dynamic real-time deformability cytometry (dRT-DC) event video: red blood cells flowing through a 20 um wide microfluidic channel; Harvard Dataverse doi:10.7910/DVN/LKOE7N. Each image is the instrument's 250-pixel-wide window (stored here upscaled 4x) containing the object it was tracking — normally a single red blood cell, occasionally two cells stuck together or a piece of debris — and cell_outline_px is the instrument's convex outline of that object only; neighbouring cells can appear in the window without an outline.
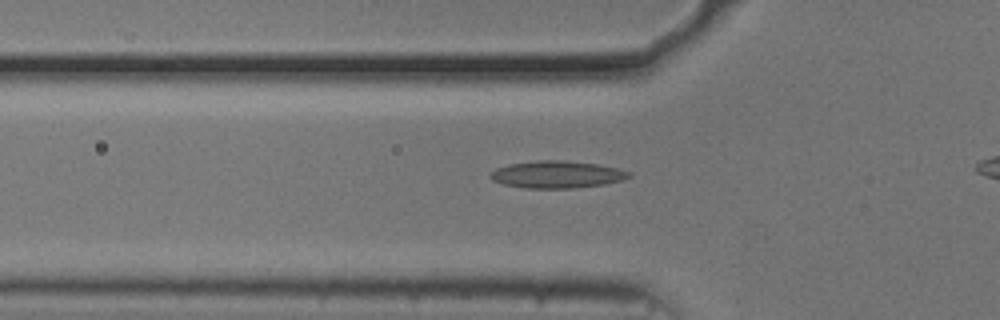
{"species": "common noctule bat (a hibernating species)", "species_latin": "Nyctalus noctula", "temperature_condition": "cold", "stored_images_in_passage": 44, "camera_frame_rate_fps": 3000, "um_per_image_px": 0.085, "animal": {"sex": "male", "body_mass_g": 20.5, "forearm_length_mm": 52.5}, "frame": {"image": 1, "passage_image": 14, "time_ms": 4.333, "image_size_px": [1000, 320], "cell_outline_px": [[632, 176], [624, 180], [604, 184], [572, 188], [524, 188], [504, 184], [492, 180], [488, 176], [496, 168], [508, 164], [536, 160], [560, 160], [596, 164], [616, 168], [632, 172]], "centroid_in_image_um": [47.34, 14.83], "position_along_channel_um": 78.5, "area_um2": 21.96}}
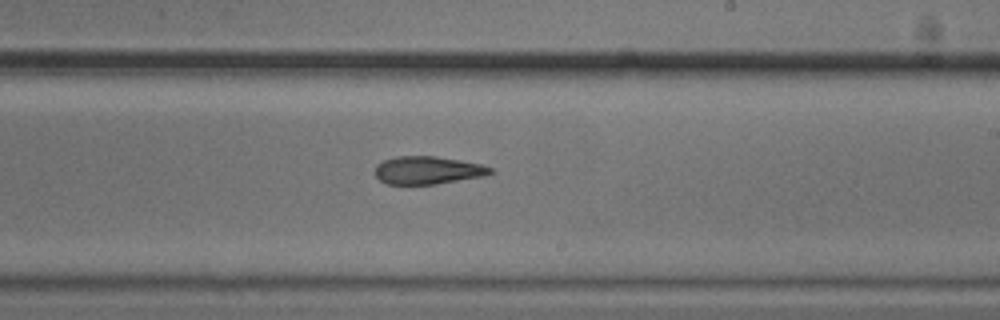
{"frame": {"image": 2, "passage_image": 28, "time_ms": 9.0, "image_size_px": [1000, 320], "cell_outline_px": [[496, 172], [484, 176], [436, 184], [384, 184], [376, 176], [376, 164], [384, 160], [396, 156], [436, 156], [460, 160], [480, 164], [492, 168]], "centroid_in_image_um": [36.37, 14.47], "position_along_channel_um": 252.6, "area_um2": 18.79}}
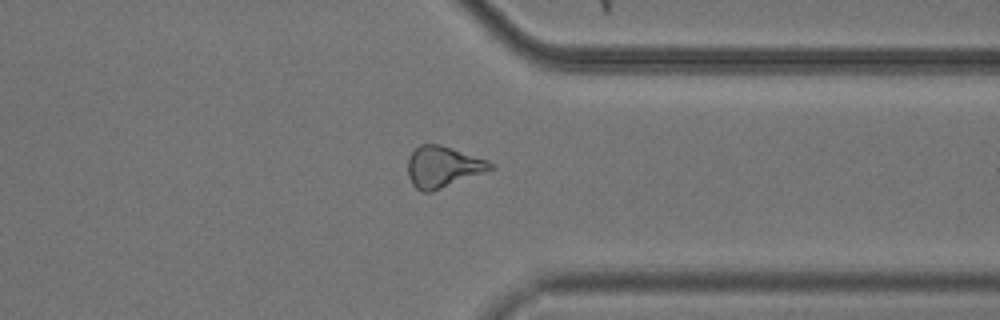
{"frame": {"image": 3, "passage_image": 38, "time_ms": 12.333, "image_size_px": [1000, 320], "cell_outline_px": [[496, 168], [432, 192], [420, 192], [412, 184], [408, 176], [408, 160], [412, 152], [420, 144], [440, 144], [488, 160]], "centroid_in_image_um": [37.65, 14.19], "position_along_channel_um": 373.8, "area_um2": 19.88}}